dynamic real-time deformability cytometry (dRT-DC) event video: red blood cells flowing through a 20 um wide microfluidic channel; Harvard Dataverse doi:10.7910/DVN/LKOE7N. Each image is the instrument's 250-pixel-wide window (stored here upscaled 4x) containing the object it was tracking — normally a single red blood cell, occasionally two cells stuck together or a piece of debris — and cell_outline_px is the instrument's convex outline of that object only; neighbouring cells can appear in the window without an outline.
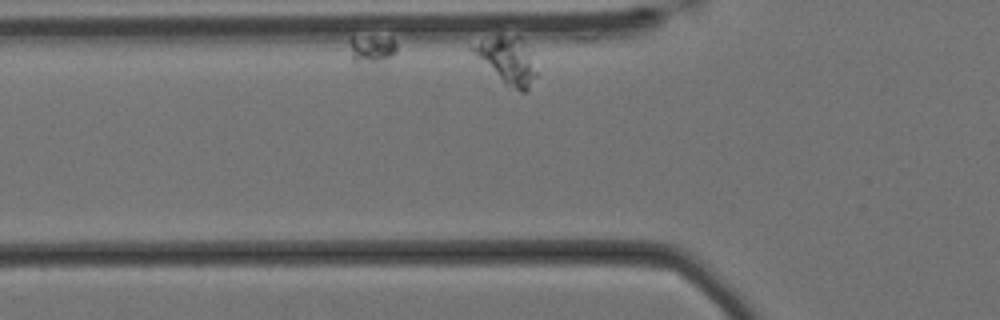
{"species": "Egyptian fruit bat (a non-hibernating species)", "species_latin": "Rousettus aegyptiacus", "temperature_condition": "cold", "stored_images_in_passage": 7, "camera_frame_rate_fps": 3000, "um_per_image_px": 0.085, "animal": {"sex": "female"}, "frame": {"image": 1, "passage_image": 7, "time_ms": 2.0, "image_size_px": [1000, 320], "cell_outline_px": [[536, 76], [528, 92], [520, 92], [508, 88], [468, 48], [468, 44], [496, 36], [520, 36], [536, 72]], "centroid_in_image_um": [43.07, 5.18], "position_along_channel_um": 82.7, "area_um2": 17.05}}